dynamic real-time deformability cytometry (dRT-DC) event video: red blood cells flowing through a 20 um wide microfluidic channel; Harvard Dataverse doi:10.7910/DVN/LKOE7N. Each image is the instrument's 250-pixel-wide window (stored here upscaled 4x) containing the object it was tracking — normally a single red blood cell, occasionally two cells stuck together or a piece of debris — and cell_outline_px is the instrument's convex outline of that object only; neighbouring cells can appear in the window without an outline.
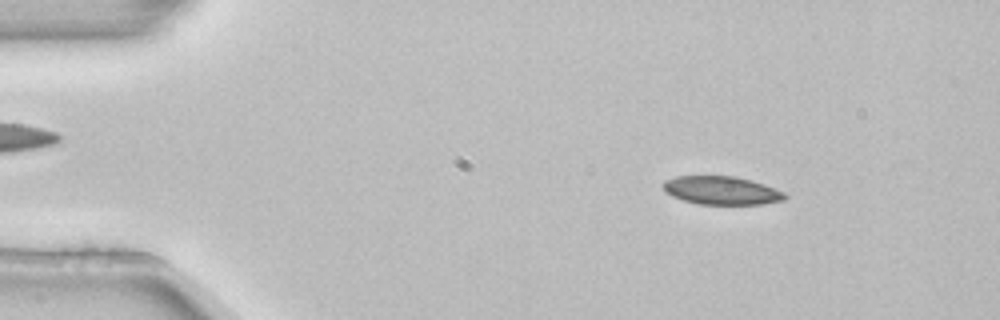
{"species": "common noctule bat (a hibernating species)", "species_latin": "Nyctalus noctula", "temperature_condition": "room temperature", "stored_images_in_passage": 3, "camera_frame_rate_fps": 3000, "um_per_image_px": 0.085, "animal": {"sex": "female", "body_mass_g": 22.7, "forearm_length_mm": 54.2}, "frame": {"image": 1, "passage_image": 1, "time_ms": 0.0, "image_size_px": [1000, 320], "cell_outline_px": [[788, 196], [784, 200], [764, 204], [700, 204], [684, 200], [672, 196], [664, 192], [660, 184], [664, 180], [676, 176], [736, 176], [752, 180], [764, 184], [784, 192]], "centroid_in_image_um": [61.3, 16.18], "position_along_channel_um": 23.7, "area_um2": 20.29}}
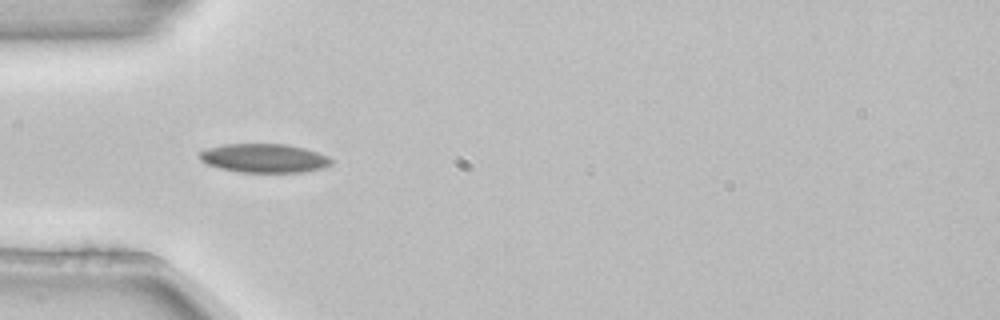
{"frame": {"image": 2, "passage_image": 3, "time_ms": 0.667, "image_size_px": [1000, 320], "cell_outline_px": [[332, 164], [320, 168], [300, 172], [240, 172], [220, 168], [208, 164], [200, 160], [200, 152], [208, 148], [224, 144], [284, 144], [304, 148], [328, 156], [332, 160]], "centroid_in_image_um": [22.44, 13.44], "position_along_channel_um": 62.6, "area_um2": 21.85}}